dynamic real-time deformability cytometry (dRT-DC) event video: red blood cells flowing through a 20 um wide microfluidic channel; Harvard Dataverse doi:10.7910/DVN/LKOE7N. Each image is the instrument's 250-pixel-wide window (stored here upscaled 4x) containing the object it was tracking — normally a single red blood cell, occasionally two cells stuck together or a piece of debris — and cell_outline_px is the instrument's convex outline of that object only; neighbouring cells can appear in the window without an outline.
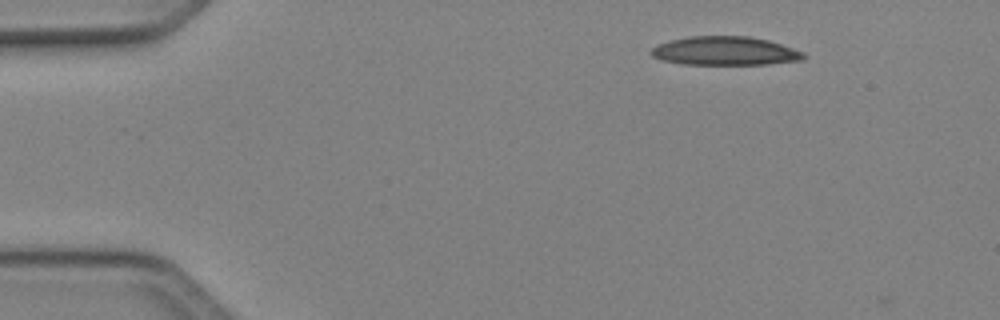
{"species": "Egyptian fruit bat (a non-hibernating species)", "species_latin": "Rousettus aegyptiacus", "temperature_condition": "cold", "stored_images_in_passage": 4, "camera_frame_rate_fps": 3000, "um_per_image_px": 0.085, "animal": {"sex": "female"}, "frame": {"image": 1, "passage_image": 1, "time_ms": 0.0, "image_size_px": [1000, 320], "cell_outline_px": [[808, 56], [804, 60], [768, 64], [684, 64], [660, 60], [652, 56], [648, 52], [656, 44], [668, 40], [688, 36], [748, 36], [768, 40], [804, 52]], "centroid_in_image_um": [61.6, 4.33], "position_along_channel_um": 23.4, "area_um2": 25.78}}